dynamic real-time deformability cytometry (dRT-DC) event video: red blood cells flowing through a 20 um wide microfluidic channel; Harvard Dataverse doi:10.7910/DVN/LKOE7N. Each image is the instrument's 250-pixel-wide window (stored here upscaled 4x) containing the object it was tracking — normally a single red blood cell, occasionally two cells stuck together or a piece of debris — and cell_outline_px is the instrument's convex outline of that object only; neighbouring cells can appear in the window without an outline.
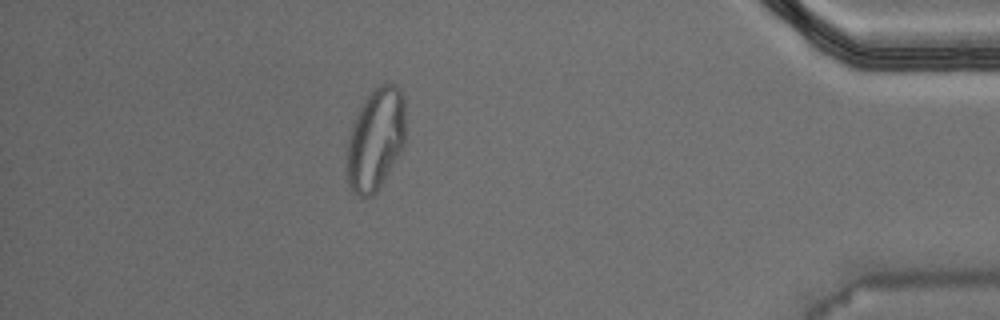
{"species": "Egyptian fruit bat (a non-hibernating species)", "species_latin": "Rousettus aegyptiacus", "temperature_condition": "warm", "stored_images_in_passage": 48, "camera_frame_rate_fps": 3000, "um_per_image_px": 0.085, "animal": {"sex": "male"}, "frame": {"image": 1, "passage_image": 47, "time_ms": 15.333, "image_size_px": [1000, 320], "cell_outline_px": [[404, 144], [376, 192], [372, 196], [360, 196], [352, 192], [348, 184], [344, 156], [348, 136], [352, 124], [364, 100], [380, 84], [396, 84], [400, 88], [404, 96]], "centroid_in_image_um": [31.88, 11.85], "position_along_channel_um": 403.3, "area_um2": 34.97}, "authors_computed_cell_mechanics": {"area_um2": 23.4957, "velocity_mm_per_s": 3.7204, "shape_relaxation_time_tau1_ms": null, "shape_relaxation_time_tau2_ms": 1.2346, "deformation_change_tau1": null, "deformation_change_tau2": 0.0737}}